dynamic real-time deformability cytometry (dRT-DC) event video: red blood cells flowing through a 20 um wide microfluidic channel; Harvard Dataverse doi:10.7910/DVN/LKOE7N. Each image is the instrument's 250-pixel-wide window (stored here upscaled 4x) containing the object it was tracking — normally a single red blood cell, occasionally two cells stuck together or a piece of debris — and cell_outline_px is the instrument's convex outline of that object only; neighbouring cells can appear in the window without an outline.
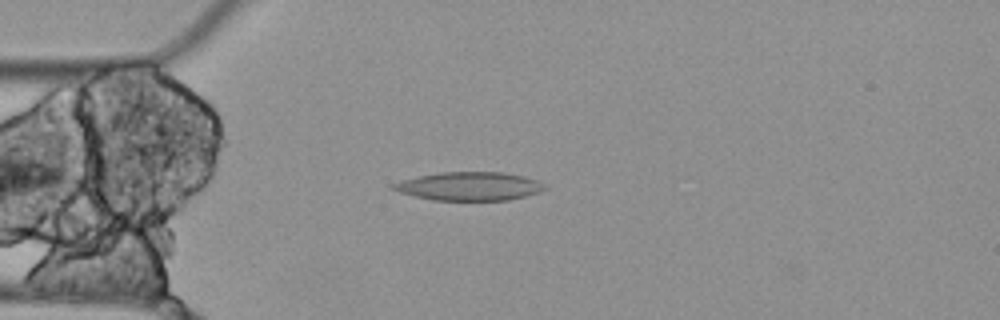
{"species": "Egyptian fruit bat (a non-hibernating species)", "species_latin": "Rousettus aegyptiacus", "temperature_condition": "cold", "stored_images_in_passage": 4, "camera_frame_rate_fps": 3000, "um_per_image_px": 0.085, "animal": {"sex": "female"}, "frame": {"image": 1, "passage_image": 3, "time_ms": 0.667, "image_size_px": [1000, 320], "cell_outline_px": [[548, 188], [540, 192], [508, 200], [432, 200], [400, 192], [388, 188], [392, 184], [404, 180], [420, 176], [440, 172], [504, 172], [524, 176], [536, 180], [544, 184]], "centroid_in_image_um": [39.92, 15.83], "position_along_channel_um": 45.1, "area_um2": 25.03}}